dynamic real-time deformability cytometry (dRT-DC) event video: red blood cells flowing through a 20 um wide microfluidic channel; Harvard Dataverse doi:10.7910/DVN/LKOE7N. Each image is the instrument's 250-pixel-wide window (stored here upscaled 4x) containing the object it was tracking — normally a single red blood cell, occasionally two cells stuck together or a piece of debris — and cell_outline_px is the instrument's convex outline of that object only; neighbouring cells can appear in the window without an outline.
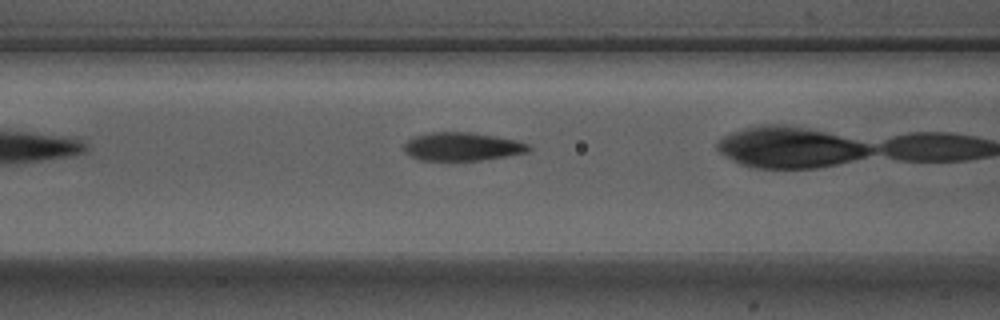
{"species": "Egyptian fruit bat (a non-hibernating species)", "species_latin": "Rousettus aegyptiacus", "temperature_condition": "warm", "stored_images_in_passage": 7, "camera_frame_rate_fps": 3000, "um_per_image_px": 0.085, "animal": {"sex": "male"}, "frame": {"image": 1, "passage_image": 5, "time_ms": 1.333, "image_size_px": [1000, 320], "cell_outline_px": [[532, 148], [528, 152], [480, 160], [420, 160], [404, 152], [404, 144], [408, 140], [416, 136], [432, 132], [468, 132], [516, 140], [528, 144]], "centroid_in_image_um": [39.27, 12.46], "position_along_channel_um": 127.3, "area_um2": 20.23}}